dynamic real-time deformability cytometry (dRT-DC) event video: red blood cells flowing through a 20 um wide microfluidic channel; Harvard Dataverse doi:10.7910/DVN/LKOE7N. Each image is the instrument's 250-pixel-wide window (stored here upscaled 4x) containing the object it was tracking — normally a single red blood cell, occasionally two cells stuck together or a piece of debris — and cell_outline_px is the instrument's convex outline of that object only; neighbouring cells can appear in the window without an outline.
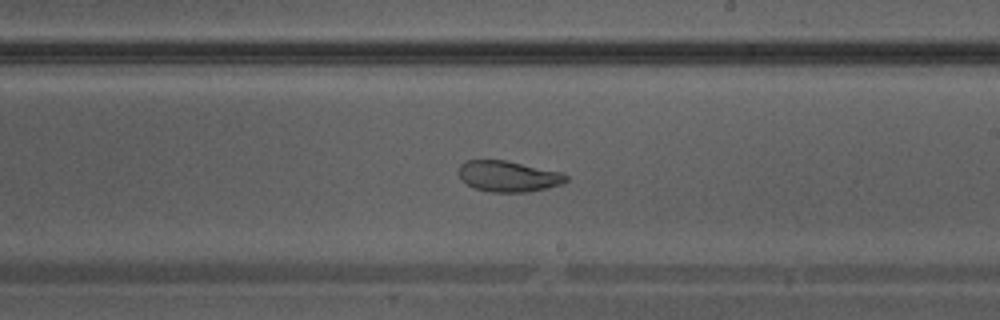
{"species": "Egyptian fruit bat (a non-hibernating species)", "species_latin": "Rousettus aegyptiacus", "temperature_condition": "warm", "stored_images_in_passage": 39, "camera_frame_rate_fps": 3000, "um_per_image_px": 0.085, "animal": {"sex": "male"}, "frame": {"image": 1, "passage_image": 23, "time_ms": 7.333, "image_size_px": [1000, 320], "cell_outline_px": [[568, 180], [560, 184], [548, 188], [528, 192], [488, 192], [476, 188], [460, 180], [456, 172], [460, 164], [468, 160], [504, 160], [564, 172], [568, 176]], "centroid_in_image_um": [43.19, 14.98], "position_along_channel_um": 245.8, "area_um2": 19.59}}